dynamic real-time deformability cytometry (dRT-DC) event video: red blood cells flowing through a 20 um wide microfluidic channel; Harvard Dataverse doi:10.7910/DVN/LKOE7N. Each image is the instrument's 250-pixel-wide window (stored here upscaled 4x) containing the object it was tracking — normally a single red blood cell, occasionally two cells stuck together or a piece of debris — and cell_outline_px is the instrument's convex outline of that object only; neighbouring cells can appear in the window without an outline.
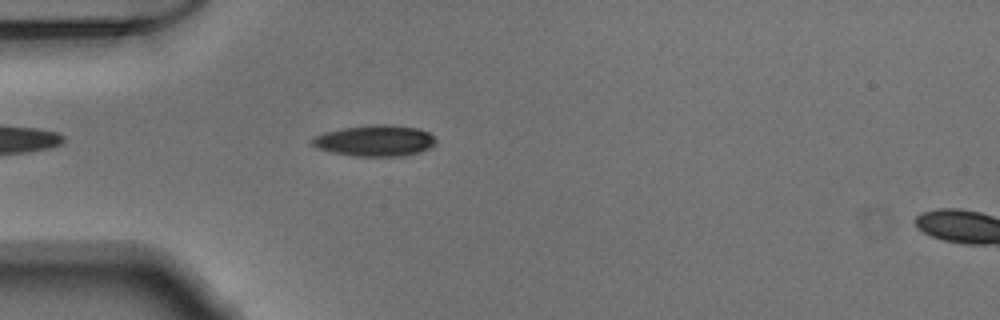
{"species": "Egyptian fruit bat (a non-hibernating species)", "species_latin": "Rousettus aegyptiacus", "temperature_condition": "warm", "stored_images_in_passage": 42, "camera_frame_rate_fps": 3000, "um_per_image_px": 0.085, "animal": {"sex": "male"}, "frame": {"image": 1, "passage_image": 6, "time_ms": 1.667, "image_size_px": [1000, 320], "cell_outline_px": [[436, 144], [420, 152], [404, 156], [356, 156], [332, 152], [320, 148], [312, 144], [312, 140], [316, 136], [324, 132], [344, 128], [376, 124], [384, 124], [416, 128], [428, 132], [436, 140]], "centroid_in_image_um": [31.91, 11.96], "position_along_channel_um": 53.1, "area_um2": 22.08}}
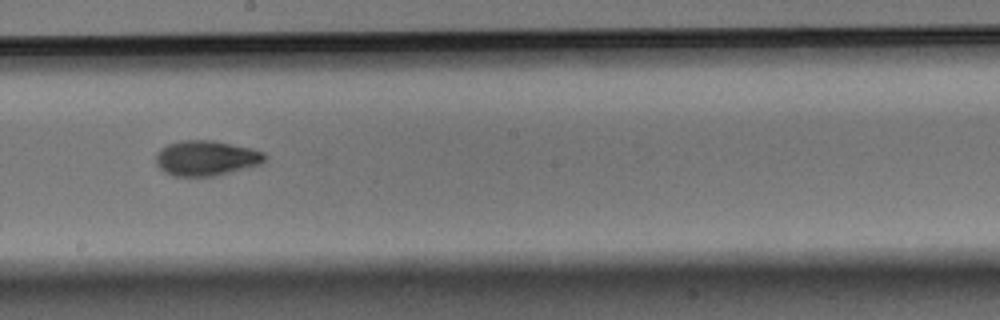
{"frame": {"image": 2, "passage_image": 20, "time_ms": 6.333, "image_size_px": [1000, 320], "cell_outline_px": [[268, 156], [260, 164], [216, 176], [172, 176], [164, 172], [156, 164], [156, 152], [160, 148], [168, 144], [180, 140], [212, 140], [252, 148], [264, 152]], "centroid_in_image_um": [17.51, 13.43], "position_along_channel_um": 230.7, "area_um2": 22.48}}
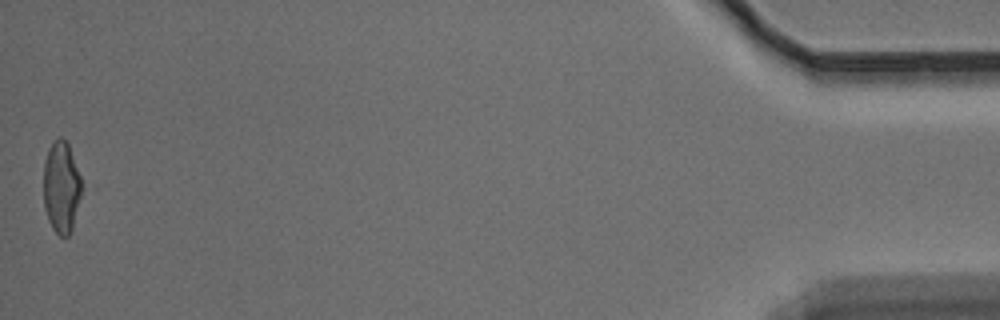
{"frame": {"image": 3, "passage_image": 42, "time_ms": 13.667, "image_size_px": [1000, 320], "cell_outline_px": [[80, 196], [72, 228], [68, 236], [60, 236], [52, 228], [48, 220], [44, 208], [44, 160], [48, 148], [52, 140], [60, 136], [68, 144], [80, 176]], "centroid_in_image_um": [5.18, 15.88], "position_along_channel_um": 430.0, "area_um2": 20.11}}